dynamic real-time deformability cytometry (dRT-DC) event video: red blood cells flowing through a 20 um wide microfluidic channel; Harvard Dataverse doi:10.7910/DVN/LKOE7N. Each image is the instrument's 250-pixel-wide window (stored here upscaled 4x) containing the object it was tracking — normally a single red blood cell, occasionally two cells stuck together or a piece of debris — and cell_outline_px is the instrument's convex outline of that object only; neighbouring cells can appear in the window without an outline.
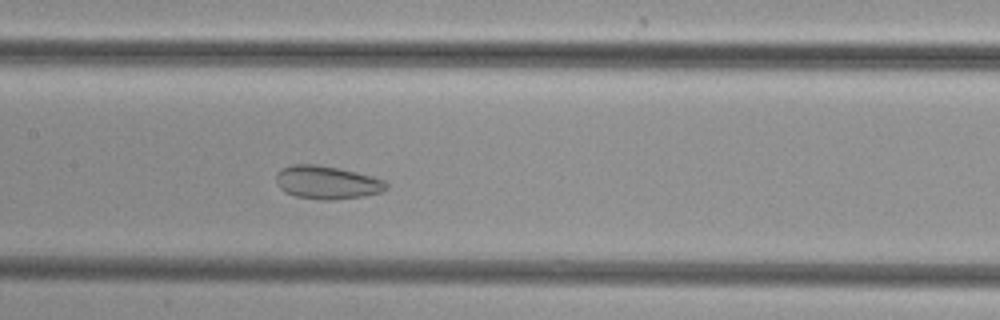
{"species": "common noctule bat (a hibernating species)", "species_latin": "Nyctalus noctula", "temperature_condition": "cold", "stored_images_in_passage": 43, "camera_frame_rate_fps": 3000, "um_per_image_px": 0.085, "animal": {"sex": "female", "body_mass_g": 29.2, "forearm_length_mm": 56.3}, "frame": {"image": 1, "passage_image": 18, "time_ms": 5.667, "image_size_px": [1000, 320], "cell_outline_px": [[388, 188], [380, 192], [364, 196], [328, 200], [324, 200], [296, 196], [284, 192], [276, 184], [276, 176], [284, 168], [292, 164], [316, 164], [340, 168], [372, 176], [384, 180], [388, 184]], "centroid_in_image_um": [27.8, 15.5], "position_along_channel_um": 179.6, "area_um2": 21.21}}
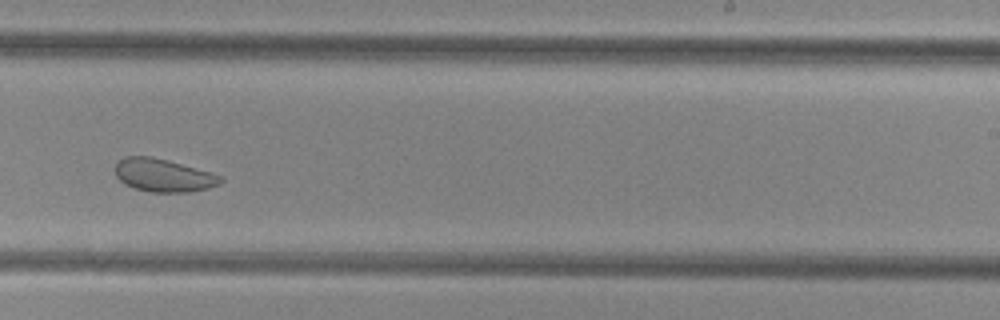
{"frame": {"image": 2, "passage_image": 25, "time_ms": 8.0, "image_size_px": [1000, 320], "cell_outline_px": [[224, 180], [220, 184], [208, 188], [188, 192], [148, 192], [124, 184], [116, 176], [116, 164], [124, 156], [152, 156], [168, 160], [224, 176]], "centroid_in_image_um": [13.91, 14.9], "position_along_channel_um": 275.1, "area_um2": 20.29}}
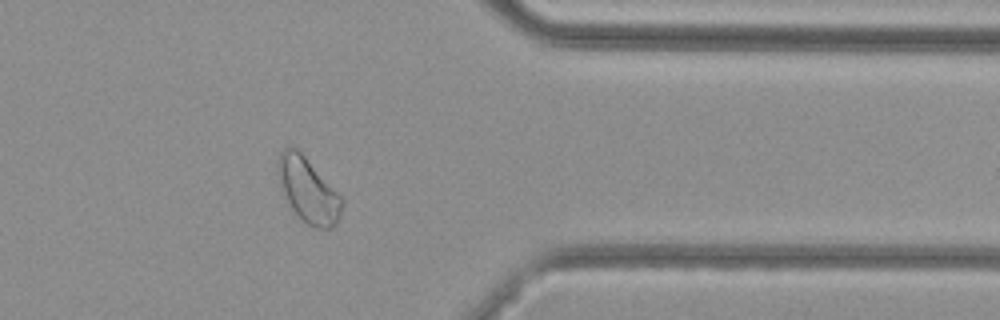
{"frame": {"image": 3, "passage_image": 34, "time_ms": 11.0, "image_size_px": [1000, 320], "cell_outline_px": [[344, 204], [340, 216], [336, 224], [332, 228], [316, 228], [300, 220], [288, 204], [280, 184], [276, 172], [276, 160], [280, 152], [288, 144], [292, 144], [304, 156], [344, 200]], "centroid_in_image_um": [26.15, 16.16], "position_along_channel_um": 385.3, "area_um2": 24.28}}